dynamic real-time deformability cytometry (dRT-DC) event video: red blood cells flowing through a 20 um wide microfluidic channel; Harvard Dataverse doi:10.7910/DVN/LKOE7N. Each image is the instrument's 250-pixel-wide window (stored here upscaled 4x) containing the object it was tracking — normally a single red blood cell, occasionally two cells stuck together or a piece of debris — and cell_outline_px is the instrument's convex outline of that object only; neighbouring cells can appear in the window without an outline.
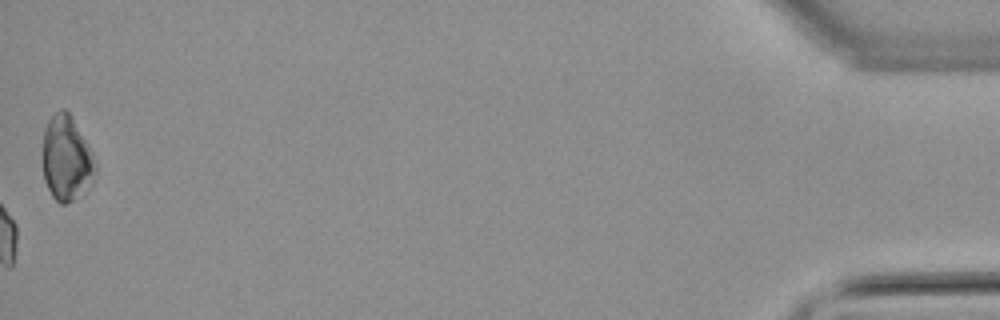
{"species": "common noctule bat (a hibernating species)", "species_latin": "Nyctalus noctula", "temperature_condition": "warm", "stored_images_in_passage": 60, "camera_frame_rate_fps": 3000, "um_per_image_px": 0.085, "animal": {"sex": "male", "body_mass_g": 21.5, "forearm_length_mm": 52.0}, "frame": {"image": 1, "passage_image": 60, "time_ms": 19.667, "image_size_px": [1000, 320], "cell_outline_px": [[96, 176], [72, 200], [64, 204], [60, 204], [52, 196], [44, 180], [44, 128], [48, 120], [60, 108], [64, 108], [72, 116], [88, 144], [92, 152], [96, 164]], "centroid_in_image_um": [5.65, 13.42], "position_along_channel_um": 429.5, "area_um2": 25.66}}